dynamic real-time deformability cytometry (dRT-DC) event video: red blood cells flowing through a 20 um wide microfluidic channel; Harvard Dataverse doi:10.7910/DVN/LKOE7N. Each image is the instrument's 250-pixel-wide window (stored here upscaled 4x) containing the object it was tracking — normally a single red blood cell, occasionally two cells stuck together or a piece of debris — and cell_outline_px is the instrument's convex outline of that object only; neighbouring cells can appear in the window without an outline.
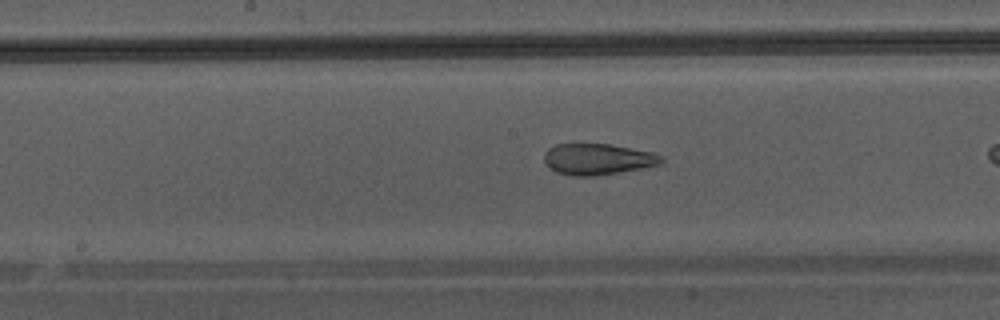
{"species": "Egyptian fruit bat (a non-hibernating species)", "species_latin": "Rousettus aegyptiacus", "temperature_condition": "warm", "stored_images_in_passage": 29, "camera_frame_rate_fps": 3000, "um_per_image_px": 0.085, "animal": {"sex": "male"}, "frame": {"image": 1, "passage_image": 17, "time_ms": 5.333, "image_size_px": [1000, 320], "cell_outline_px": [[664, 160], [660, 164], [620, 172], [592, 176], [572, 176], [556, 172], [548, 168], [544, 164], [544, 152], [548, 148], [556, 144], [612, 144], [652, 152], [664, 156]], "centroid_in_image_um": [50.77, 13.53], "position_along_channel_um": 197.4, "area_um2": 21.44}}